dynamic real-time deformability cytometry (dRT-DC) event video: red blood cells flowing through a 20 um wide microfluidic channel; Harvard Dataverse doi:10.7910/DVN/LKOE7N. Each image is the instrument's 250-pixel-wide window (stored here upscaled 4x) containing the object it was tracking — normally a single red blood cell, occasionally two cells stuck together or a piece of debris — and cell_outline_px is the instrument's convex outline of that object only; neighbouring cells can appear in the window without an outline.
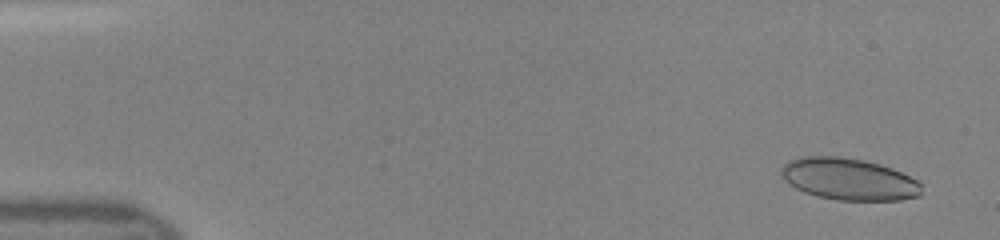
{"species": "human", "species_latin": "Homo sapiens", "temperature_condition": "room temperature", "stored_images_in_passage": 12, "camera_frame_rate_fps": 3000, "um_per_image_px": 0.085, "donor": {"sex": "female"}, "frame": {"image": 1, "passage_image": 2, "time_ms": 0.333, "image_size_px": [1000, 240], "cell_outline_px": [[920, 196], [900, 200], [836, 200], [816, 196], [804, 192], [796, 188], [784, 180], [780, 172], [780, 168], [784, 164], [792, 160], [804, 156], [840, 156], [864, 160], [880, 164], [892, 168], [916, 180], [920, 184]], "centroid_in_image_um": [72.12, 15.23], "position_along_channel_um": 12.9, "area_um2": 34.16}}
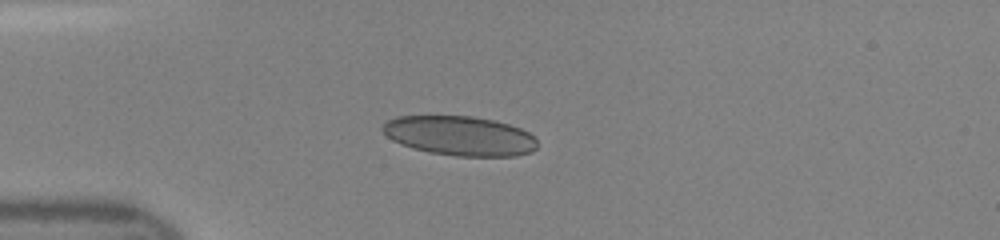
{"frame": {"image": 2, "passage_image": 8, "time_ms": 2.333, "image_size_px": [1000, 240], "cell_outline_px": [[536, 148], [532, 152], [516, 156], [456, 156], [428, 152], [412, 148], [400, 144], [392, 140], [380, 128], [388, 120], [396, 116], [472, 116], [492, 120], [508, 124], [520, 128], [536, 136]], "centroid_in_image_um": [39.09, 11.55], "position_along_channel_um": 45.9, "area_um2": 35.72}}
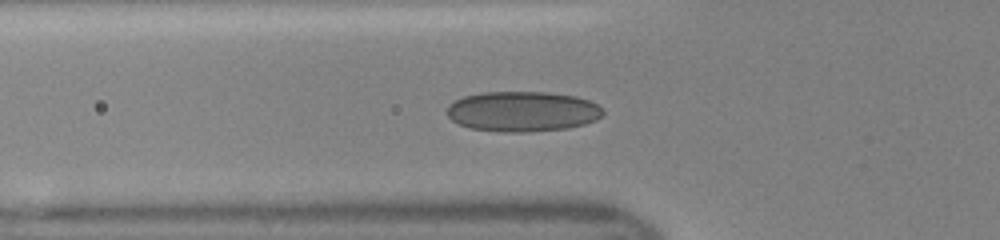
{"frame": {"image": 3, "passage_image": 11, "time_ms": 3.333, "image_size_px": [1000, 240], "cell_outline_px": [[604, 112], [596, 120], [584, 124], [568, 128], [528, 132], [504, 132], [468, 128], [452, 120], [448, 116], [448, 104], [464, 96], [484, 92], [548, 92], [576, 96], [588, 100], [596, 104]], "centroid_in_image_um": [44.41, 9.47], "position_along_channel_um": 81.4, "area_um2": 36.53}}